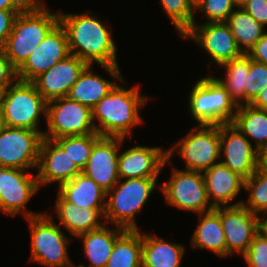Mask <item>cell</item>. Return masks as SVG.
Segmentation results:
<instances>
[{
  "label": "cell",
  "instance_id": "6da1fadb",
  "mask_svg": "<svg viewBox=\"0 0 267 267\" xmlns=\"http://www.w3.org/2000/svg\"><path fill=\"white\" fill-rule=\"evenodd\" d=\"M59 23L65 29L71 55L87 65L97 62L115 80L126 83L116 59L117 48L111 29L102 20L91 11L82 14L59 12Z\"/></svg>",
  "mask_w": 267,
  "mask_h": 267
},
{
  "label": "cell",
  "instance_id": "7a4b0ae2",
  "mask_svg": "<svg viewBox=\"0 0 267 267\" xmlns=\"http://www.w3.org/2000/svg\"><path fill=\"white\" fill-rule=\"evenodd\" d=\"M146 102H148V97L141 94L139 85L127 89L123 85L116 84L92 108L96 133L101 136L132 139L131 129L141 124L142 117L139 112Z\"/></svg>",
  "mask_w": 267,
  "mask_h": 267
},
{
  "label": "cell",
  "instance_id": "3957f363",
  "mask_svg": "<svg viewBox=\"0 0 267 267\" xmlns=\"http://www.w3.org/2000/svg\"><path fill=\"white\" fill-rule=\"evenodd\" d=\"M158 178L121 179L106 193L104 221L126 230L138 229L135 216L147 203Z\"/></svg>",
  "mask_w": 267,
  "mask_h": 267
},
{
  "label": "cell",
  "instance_id": "277c9868",
  "mask_svg": "<svg viewBox=\"0 0 267 267\" xmlns=\"http://www.w3.org/2000/svg\"><path fill=\"white\" fill-rule=\"evenodd\" d=\"M192 87L188 109L198 125L220 126L234 121L238 106L216 76L202 77Z\"/></svg>",
  "mask_w": 267,
  "mask_h": 267
},
{
  "label": "cell",
  "instance_id": "5b68a950",
  "mask_svg": "<svg viewBox=\"0 0 267 267\" xmlns=\"http://www.w3.org/2000/svg\"><path fill=\"white\" fill-rule=\"evenodd\" d=\"M59 23V11L44 9L36 13L18 14L12 31L2 47L11 64L18 70Z\"/></svg>",
  "mask_w": 267,
  "mask_h": 267
},
{
  "label": "cell",
  "instance_id": "8992f818",
  "mask_svg": "<svg viewBox=\"0 0 267 267\" xmlns=\"http://www.w3.org/2000/svg\"><path fill=\"white\" fill-rule=\"evenodd\" d=\"M0 111L7 127L41 131L40 115L46 119L47 101L31 81L17 80L2 92Z\"/></svg>",
  "mask_w": 267,
  "mask_h": 267
},
{
  "label": "cell",
  "instance_id": "52a82bcc",
  "mask_svg": "<svg viewBox=\"0 0 267 267\" xmlns=\"http://www.w3.org/2000/svg\"><path fill=\"white\" fill-rule=\"evenodd\" d=\"M31 234L30 261L46 267H74L68 255L70 238L62 232L49 213L26 218Z\"/></svg>",
  "mask_w": 267,
  "mask_h": 267
},
{
  "label": "cell",
  "instance_id": "ba28073f",
  "mask_svg": "<svg viewBox=\"0 0 267 267\" xmlns=\"http://www.w3.org/2000/svg\"><path fill=\"white\" fill-rule=\"evenodd\" d=\"M176 151L185 161V170L204 172L220 162V126L197 125L167 149V158Z\"/></svg>",
  "mask_w": 267,
  "mask_h": 267
},
{
  "label": "cell",
  "instance_id": "9c48e42d",
  "mask_svg": "<svg viewBox=\"0 0 267 267\" xmlns=\"http://www.w3.org/2000/svg\"><path fill=\"white\" fill-rule=\"evenodd\" d=\"M45 121L48 130L43 136L47 139L96 133L92 109L66 96L47 102Z\"/></svg>",
  "mask_w": 267,
  "mask_h": 267
},
{
  "label": "cell",
  "instance_id": "30bf717a",
  "mask_svg": "<svg viewBox=\"0 0 267 267\" xmlns=\"http://www.w3.org/2000/svg\"><path fill=\"white\" fill-rule=\"evenodd\" d=\"M168 205L201 214L214 207L211 205L202 172L172 169L168 181L159 186Z\"/></svg>",
  "mask_w": 267,
  "mask_h": 267
},
{
  "label": "cell",
  "instance_id": "8fae6325",
  "mask_svg": "<svg viewBox=\"0 0 267 267\" xmlns=\"http://www.w3.org/2000/svg\"><path fill=\"white\" fill-rule=\"evenodd\" d=\"M42 131L5 126L0 132V167L37 168Z\"/></svg>",
  "mask_w": 267,
  "mask_h": 267
},
{
  "label": "cell",
  "instance_id": "7c38bea8",
  "mask_svg": "<svg viewBox=\"0 0 267 267\" xmlns=\"http://www.w3.org/2000/svg\"><path fill=\"white\" fill-rule=\"evenodd\" d=\"M40 189L37 175L29 170L11 167H0V211L16 216L22 212L24 217L30 218L40 215L25 209L28 201Z\"/></svg>",
  "mask_w": 267,
  "mask_h": 267
},
{
  "label": "cell",
  "instance_id": "4fadbf2b",
  "mask_svg": "<svg viewBox=\"0 0 267 267\" xmlns=\"http://www.w3.org/2000/svg\"><path fill=\"white\" fill-rule=\"evenodd\" d=\"M221 224L226 241V257L234 253L244 255L254 236L263 227V219L245 206H221Z\"/></svg>",
  "mask_w": 267,
  "mask_h": 267
},
{
  "label": "cell",
  "instance_id": "5bb4252c",
  "mask_svg": "<svg viewBox=\"0 0 267 267\" xmlns=\"http://www.w3.org/2000/svg\"><path fill=\"white\" fill-rule=\"evenodd\" d=\"M181 38L193 39L218 66L243 54L226 22L193 24Z\"/></svg>",
  "mask_w": 267,
  "mask_h": 267
},
{
  "label": "cell",
  "instance_id": "9a60e30c",
  "mask_svg": "<svg viewBox=\"0 0 267 267\" xmlns=\"http://www.w3.org/2000/svg\"><path fill=\"white\" fill-rule=\"evenodd\" d=\"M220 157L222 164L244 180L257 170L258 149L232 123L220 125Z\"/></svg>",
  "mask_w": 267,
  "mask_h": 267
},
{
  "label": "cell",
  "instance_id": "2e32d148",
  "mask_svg": "<svg viewBox=\"0 0 267 267\" xmlns=\"http://www.w3.org/2000/svg\"><path fill=\"white\" fill-rule=\"evenodd\" d=\"M70 54L65 29L58 23L17 70L18 80L32 81Z\"/></svg>",
  "mask_w": 267,
  "mask_h": 267
},
{
  "label": "cell",
  "instance_id": "e0dca14e",
  "mask_svg": "<svg viewBox=\"0 0 267 267\" xmlns=\"http://www.w3.org/2000/svg\"><path fill=\"white\" fill-rule=\"evenodd\" d=\"M122 137L101 136L95 143L86 167L82 170L106 193L119 181L118 159Z\"/></svg>",
  "mask_w": 267,
  "mask_h": 267
},
{
  "label": "cell",
  "instance_id": "ac0fdd59",
  "mask_svg": "<svg viewBox=\"0 0 267 267\" xmlns=\"http://www.w3.org/2000/svg\"><path fill=\"white\" fill-rule=\"evenodd\" d=\"M167 162H170L167 150L158 146L135 145L119 153V179L158 178Z\"/></svg>",
  "mask_w": 267,
  "mask_h": 267
},
{
  "label": "cell",
  "instance_id": "d6986e66",
  "mask_svg": "<svg viewBox=\"0 0 267 267\" xmlns=\"http://www.w3.org/2000/svg\"><path fill=\"white\" fill-rule=\"evenodd\" d=\"M87 64L75 55H69L31 82L48 102L67 96Z\"/></svg>",
  "mask_w": 267,
  "mask_h": 267
},
{
  "label": "cell",
  "instance_id": "ffe728a7",
  "mask_svg": "<svg viewBox=\"0 0 267 267\" xmlns=\"http://www.w3.org/2000/svg\"><path fill=\"white\" fill-rule=\"evenodd\" d=\"M37 169L39 187L55 182L60 187L82 172L55 140L47 138L41 144Z\"/></svg>",
  "mask_w": 267,
  "mask_h": 267
},
{
  "label": "cell",
  "instance_id": "44dd1931",
  "mask_svg": "<svg viewBox=\"0 0 267 267\" xmlns=\"http://www.w3.org/2000/svg\"><path fill=\"white\" fill-rule=\"evenodd\" d=\"M207 196L211 205L215 207L221 206H237L241 205L243 200L231 204L236 199L241 189L244 188V179L237 173L231 171L221 162L216 163L211 168L202 172Z\"/></svg>",
  "mask_w": 267,
  "mask_h": 267
},
{
  "label": "cell",
  "instance_id": "7402d4cb",
  "mask_svg": "<svg viewBox=\"0 0 267 267\" xmlns=\"http://www.w3.org/2000/svg\"><path fill=\"white\" fill-rule=\"evenodd\" d=\"M55 200L56 215L61 225L67 229L71 235H78L98 230L106 223L99 222L100 217L104 219L105 209L79 208L67 201L58 191Z\"/></svg>",
  "mask_w": 267,
  "mask_h": 267
},
{
  "label": "cell",
  "instance_id": "603a6c76",
  "mask_svg": "<svg viewBox=\"0 0 267 267\" xmlns=\"http://www.w3.org/2000/svg\"><path fill=\"white\" fill-rule=\"evenodd\" d=\"M58 192L79 208H106V192L82 172L58 187Z\"/></svg>",
  "mask_w": 267,
  "mask_h": 267
},
{
  "label": "cell",
  "instance_id": "cb8c5ba5",
  "mask_svg": "<svg viewBox=\"0 0 267 267\" xmlns=\"http://www.w3.org/2000/svg\"><path fill=\"white\" fill-rule=\"evenodd\" d=\"M199 224L194 230L191 245L213 251L220 258L226 257V241L220 218V207L198 214Z\"/></svg>",
  "mask_w": 267,
  "mask_h": 267
},
{
  "label": "cell",
  "instance_id": "d4e9b609",
  "mask_svg": "<svg viewBox=\"0 0 267 267\" xmlns=\"http://www.w3.org/2000/svg\"><path fill=\"white\" fill-rule=\"evenodd\" d=\"M115 228L109 229L104 225L98 230L85 232L76 237L83 240L84 255L90 261L88 267H106L116 239L126 230L119 226ZM77 267L85 265L80 264Z\"/></svg>",
  "mask_w": 267,
  "mask_h": 267
},
{
  "label": "cell",
  "instance_id": "484cf974",
  "mask_svg": "<svg viewBox=\"0 0 267 267\" xmlns=\"http://www.w3.org/2000/svg\"><path fill=\"white\" fill-rule=\"evenodd\" d=\"M185 247L142 233V267H180Z\"/></svg>",
  "mask_w": 267,
  "mask_h": 267
},
{
  "label": "cell",
  "instance_id": "4316f807",
  "mask_svg": "<svg viewBox=\"0 0 267 267\" xmlns=\"http://www.w3.org/2000/svg\"><path fill=\"white\" fill-rule=\"evenodd\" d=\"M91 68L92 65H87L84 68L66 97L92 109L113 89L116 81L112 82L104 79L94 73Z\"/></svg>",
  "mask_w": 267,
  "mask_h": 267
},
{
  "label": "cell",
  "instance_id": "83f0119b",
  "mask_svg": "<svg viewBox=\"0 0 267 267\" xmlns=\"http://www.w3.org/2000/svg\"><path fill=\"white\" fill-rule=\"evenodd\" d=\"M232 124L248 139L254 140L258 150L267 144V110L250 104L240 105Z\"/></svg>",
  "mask_w": 267,
  "mask_h": 267
},
{
  "label": "cell",
  "instance_id": "f1b7e54d",
  "mask_svg": "<svg viewBox=\"0 0 267 267\" xmlns=\"http://www.w3.org/2000/svg\"><path fill=\"white\" fill-rule=\"evenodd\" d=\"M226 23L229 25L239 49L244 54H247L266 32L265 27L239 5L230 14Z\"/></svg>",
  "mask_w": 267,
  "mask_h": 267
},
{
  "label": "cell",
  "instance_id": "f546056e",
  "mask_svg": "<svg viewBox=\"0 0 267 267\" xmlns=\"http://www.w3.org/2000/svg\"><path fill=\"white\" fill-rule=\"evenodd\" d=\"M106 267H142V233L125 230L115 242Z\"/></svg>",
  "mask_w": 267,
  "mask_h": 267
},
{
  "label": "cell",
  "instance_id": "4dcf8cb0",
  "mask_svg": "<svg viewBox=\"0 0 267 267\" xmlns=\"http://www.w3.org/2000/svg\"><path fill=\"white\" fill-rule=\"evenodd\" d=\"M226 71L225 78H216L229 93L230 98L237 106L246 104V77L250 67V57L242 54L229 62L220 65ZM244 101V103H243Z\"/></svg>",
  "mask_w": 267,
  "mask_h": 267
},
{
  "label": "cell",
  "instance_id": "1f68e13d",
  "mask_svg": "<svg viewBox=\"0 0 267 267\" xmlns=\"http://www.w3.org/2000/svg\"><path fill=\"white\" fill-rule=\"evenodd\" d=\"M244 189L248 191V198L242 205L264 220L267 215V171L257 168L244 180Z\"/></svg>",
  "mask_w": 267,
  "mask_h": 267
},
{
  "label": "cell",
  "instance_id": "d6a6232c",
  "mask_svg": "<svg viewBox=\"0 0 267 267\" xmlns=\"http://www.w3.org/2000/svg\"><path fill=\"white\" fill-rule=\"evenodd\" d=\"M101 137L98 133L89 135L63 136L54 139L68 153L71 160L82 171L91 155L94 143Z\"/></svg>",
  "mask_w": 267,
  "mask_h": 267
},
{
  "label": "cell",
  "instance_id": "836d02e7",
  "mask_svg": "<svg viewBox=\"0 0 267 267\" xmlns=\"http://www.w3.org/2000/svg\"><path fill=\"white\" fill-rule=\"evenodd\" d=\"M167 18L170 19L174 27L183 36L195 22V5L191 0H159Z\"/></svg>",
  "mask_w": 267,
  "mask_h": 267
},
{
  "label": "cell",
  "instance_id": "e575fe53",
  "mask_svg": "<svg viewBox=\"0 0 267 267\" xmlns=\"http://www.w3.org/2000/svg\"><path fill=\"white\" fill-rule=\"evenodd\" d=\"M238 5L236 0H200L195 5V11H203L207 23L226 22Z\"/></svg>",
  "mask_w": 267,
  "mask_h": 267
},
{
  "label": "cell",
  "instance_id": "d590c367",
  "mask_svg": "<svg viewBox=\"0 0 267 267\" xmlns=\"http://www.w3.org/2000/svg\"><path fill=\"white\" fill-rule=\"evenodd\" d=\"M265 86H267V64L253 61L250 58L245 85L246 104H250Z\"/></svg>",
  "mask_w": 267,
  "mask_h": 267
},
{
  "label": "cell",
  "instance_id": "8d00e7d4",
  "mask_svg": "<svg viewBox=\"0 0 267 267\" xmlns=\"http://www.w3.org/2000/svg\"><path fill=\"white\" fill-rule=\"evenodd\" d=\"M249 267H267V230L263 226L243 255Z\"/></svg>",
  "mask_w": 267,
  "mask_h": 267
},
{
  "label": "cell",
  "instance_id": "74e56055",
  "mask_svg": "<svg viewBox=\"0 0 267 267\" xmlns=\"http://www.w3.org/2000/svg\"><path fill=\"white\" fill-rule=\"evenodd\" d=\"M17 80V69L11 64L4 50L0 48V91L3 92Z\"/></svg>",
  "mask_w": 267,
  "mask_h": 267
},
{
  "label": "cell",
  "instance_id": "f35d334b",
  "mask_svg": "<svg viewBox=\"0 0 267 267\" xmlns=\"http://www.w3.org/2000/svg\"><path fill=\"white\" fill-rule=\"evenodd\" d=\"M239 6L263 27L267 26V0H243Z\"/></svg>",
  "mask_w": 267,
  "mask_h": 267
},
{
  "label": "cell",
  "instance_id": "ab89813d",
  "mask_svg": "<svg viewBox=\"0 0 267 267\" xmlns=\"http://www.w3.org/2000/svg\"><path fill=\"white\" fill-rule=\"evenodd\" d=\"M17 16L14 10H0V48L5 45Z\"/></svg>",
  "mask_w": 267,
  "mask_h": 267
},
{
  "label": "cell",
  "instance_id": "60d3db41",
  "mask_svg": "<svg viewBox=\"0 0 267 267\" xmlns=\"http://www.w3.org/2000/svg\"><path fill=\"white\" fill-rule=\"evenodd\" d=\"M11 5L18 14L36 13L46 8L41 0H11Z\"/></svg>",
  "mask_w": 267,
  "mask_h": 267
},
{
  "label": "cell",
  "instance_id": "b9f144b4",
  "mask_svg": "<svg viewBox=\"0 0 267 267\" xmlns=\"http://www.w3.org/2000/svg\"><path fill=\"white\" fill-rule=\"evenodd\" d=\"M247 55L256 62L267 64V32L263 37L250 49Z\"/></svg>",
  "mask_w": 267,
  "mask_h": 267
},
{
  "label": "cell",
  "instance_id": "7bdbcfd3",
  "mask_svg": "<svg viewBox=\"0 0 267 267\" xmlns=\"http://www.w3.org/2000/svg\"><path fill=\"white\" fill-rule=\"evenodd\" d=\"M251 106L267 110V86L262 88L256 98L250 103Z\"/></svg>",
  "mask_w": 267,
  "mask_h": 267
},
{
  "label": "cell",
  "instance_id": "ee69618b",
  "mask_svg": "<svg viewBox=\"0 0 267 267\" xmlns=\"http://www.w3.org/2000/svg\"><path fill=\"white\" fill-rule=\"evenodd\" d=\"M257 168L267 171V144L258 150Z\"/></svg>",
  "mask_w": 267,
  "mask_h": 267
},
{
  "label": "cell",
  "instance_id": "f6af8a7d",
  "mask_svg": "<svg viewBox=\"0 0 267 267\" xmlns=\"http://www.w3.org/2000/svg\"><path fill=\"white\" fill-rule=\"evenodd\" d=\"M0 10H12L11 0H0Z\"/></svg>",
  "mask_w": 267,
  "mask_h": 267
},
{
  "label": "cell",
  "instance_id": "bcb514c9",
  "mask_svg": "<svg viewBox=\"0 0 267 267\" xmlns=\"http://www.w3.org/2000/svg\"><path fill=\"white\" fill-rule=\"evenodd\" d=\"M4 127H5L4 121L2 119V114H1V111H0V132L3 130Z\"/></svg>",
  "mask_w": 267,
  "mask_h": 267
},
{
  "label": "cell",
  "instance_id": "7dc6e473",
  "mask_svg": "<svg viewBox=\"0 0 267 267\" xmlns=\"http://www.w3.org/2000/svg\"><path fill=\"white\" fill-rule=\"evenodd\" d=\"M263 226L266 228V230H267V216H266V218H264V220H263Z\"/></svg>",
  "mask_w": 267,
  "mask_h": 267
},
{
  "label": "cell",
  "instance_id": "c3c4849f",
  "mask_svg": "<svg viewBox=\"0 0 267 267\" xmlns=\"http://www.w3.org/2000/svg\"><path fill=\"white\" fill-rule=\"evenodd\" d=\"M200 0H191V2L196 5Z\"/></svg>",
  "mask_w": 267,
  "mask_h": 267
},
{
  "label": "cell",
  "instance_id": "681fc988",
  "mask_svg": "<svg viewBox=\"0 0 267 267\" xmlns=\"http://www.w3.org/2000/svg\"><path fill=\"white\" fill-rule=\"evenodd\" d=\"M1 96H2V91H0V106H1Z\"/></svg>",
  "mask_w": 267,
  "mask_h": 267
}]
</instances>
